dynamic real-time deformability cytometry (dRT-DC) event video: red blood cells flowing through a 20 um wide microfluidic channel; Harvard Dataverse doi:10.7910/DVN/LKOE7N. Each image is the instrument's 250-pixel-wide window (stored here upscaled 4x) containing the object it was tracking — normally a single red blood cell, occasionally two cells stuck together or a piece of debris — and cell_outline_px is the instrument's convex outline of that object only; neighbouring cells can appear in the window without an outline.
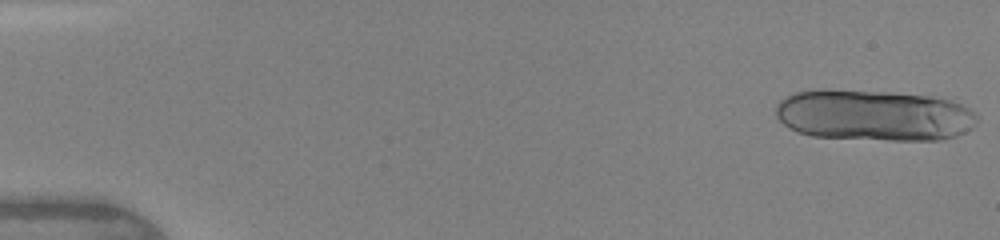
{"species": "human", "species_latin": "Homo sapiens", "temperature_condition": "warm", "stored_images_in_passage": 48, "segment_of_instrument_passage": [1, 2], "camera_frame_rate_fps": 3000, "um_per_image_px": 0.085, "donor": {"sex": "female"}, "frame": {"image": 1, "passage_image": 1, "time_ms": 0.0, "image_size_px": [1000, 240], "cell_outline_px": [[980, 116], [976, 124], [972, 128], [956, 136], [940, 140], [888, 140], [812, 136], [796, 132], [788, 128], [776, 116], [776, 104], [784, 96], [796, 92], [812, 88], [824, 88], [888, 92], [932, 96], [964, 104]], "centroid_in_image_um": [74.27, 9.78], "position_along_channel_um": 10.7, "area_um2": 60.98}}